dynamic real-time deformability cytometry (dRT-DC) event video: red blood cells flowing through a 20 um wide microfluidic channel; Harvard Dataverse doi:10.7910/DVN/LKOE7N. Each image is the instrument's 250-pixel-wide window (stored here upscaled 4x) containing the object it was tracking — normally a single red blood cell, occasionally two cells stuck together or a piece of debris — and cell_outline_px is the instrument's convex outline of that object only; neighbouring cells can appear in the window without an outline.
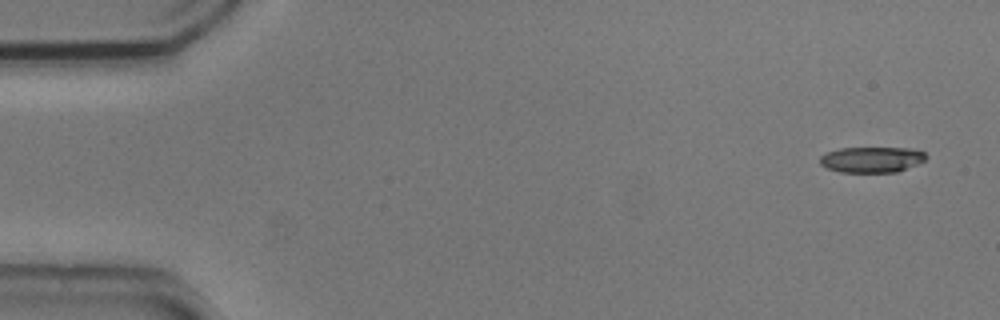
{"species": "common noctule bat (a hibernating species)", "species_latin": "Nyctalus noctula", "temperature_condition": "cold", "stored_images_in_passage": 8, "camera_frame_rate_fps": 3000, "um_per_image_px": 0.085, "animal": {"sex": "male", "body_mass_g": 20.5, "forearm_length_mm": 52.5}, "frame": {"image": 1, "passage_image": 1, "time_ms": 0.0, "image_size_px": [1000, 320], "cell_outline_px": [[928, 156], [924, 160], [916, 164], [896, 172], [840, 172], [828, 168], [820, 164], [820, 156], [828, 152], [840, 148], [912, 148], [924, 152]], "centroid_in_image_um": [74.1, 13.56], "position_along_channel_um": 10.9, "area_um2": 15.78}}
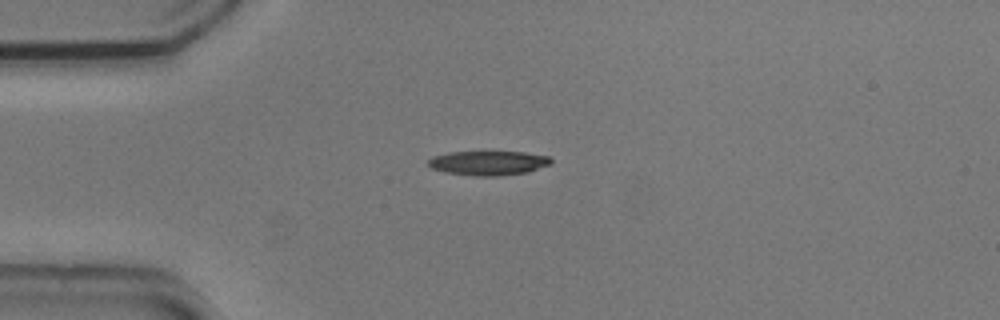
{"frame": {"image": 2, "passage_image": 4, "time_ms": 1.0, "image_size_px": [1000, 320], "cell_outline_px": [[552, 164], [528, 172], [500, 176], [472, 176], [444, 172], [432, 168], [428, 164], [428, 160], [432, 156], [448, 152], [524, 152], [548, 156], [552, 160]], "centroid_in_image_um": [41.51, 13.86], "position_along_channel_um": 43.5, "area_um2": 17.57}}